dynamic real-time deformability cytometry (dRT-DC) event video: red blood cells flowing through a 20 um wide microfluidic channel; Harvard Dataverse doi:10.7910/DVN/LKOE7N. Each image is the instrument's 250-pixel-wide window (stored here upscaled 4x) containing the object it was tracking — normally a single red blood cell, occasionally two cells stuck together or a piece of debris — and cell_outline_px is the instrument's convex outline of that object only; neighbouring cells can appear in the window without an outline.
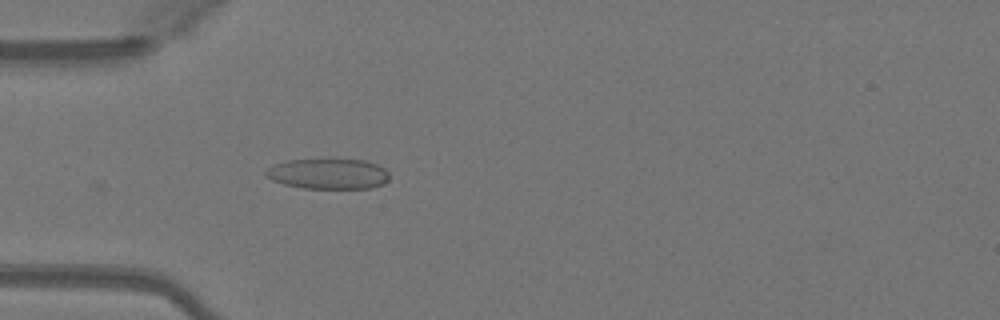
{"species": "Egyptian fruit bat (a non-hibernating species)", "species_latin": "Rousettus aegyptiacus", "temperature_condition": "warm", "stored_images_in_passage": 37, "camera_frame_rate_fps": 3000, "um_per_image_px": 0.085, "animal": {"sex": "female"}, "frame": {"image": 1, "passage_image": 4, "time_ms": 1.0, "image_size_px": [1000, 320], "cell_outline_px": [[388, 180], [380, 184], [368, 188], [304, 188], [284, 184], [272, 180], [264, 172], [268, 168], [276, 164], [288, 160], [364, 160], [376, 164], [384, 168], [388, 172]], "centroid_in_image_um": [27.9, 14.78], "position_along_channel_um": 57.1, "area_um2": 21.44}}
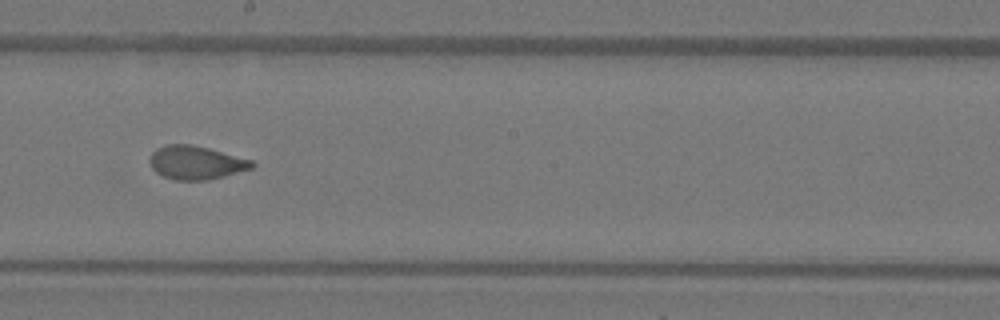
{"frame": {"image": 2, "passage_image": 17, "time_ms": 5.333, "image_size_px": [1000, 320], "cell_outline_px": [[256, 164], [252, 168], [224, 176], [208, 180], [176, 180], [164, 176], [156, 172], [152, 168], [148, 160], [152, 152], [156, 148], [164, 144], [192, 144], [208, 148], [252, 160]], "centroid_in_image_um": [16.63, 13.81], "position_along_channel_um": 231.6, "area_um2": 20.0}}
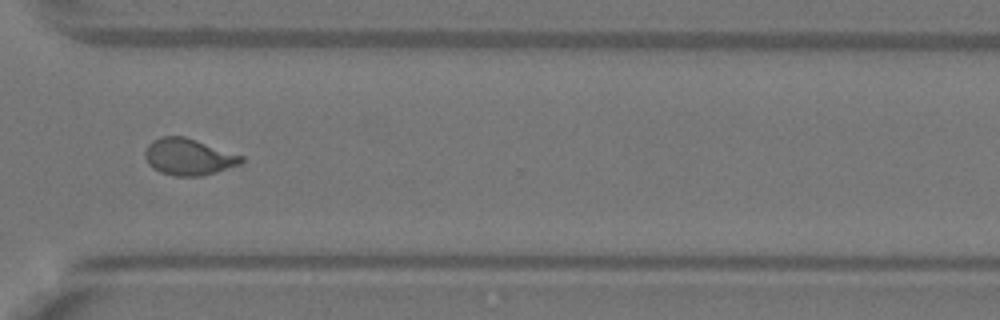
{"frame": {"image": 3, "passage_image": 26, "time_ms": 8.333, "image_size_px": [1000, 320], "cell_outline_px": [[244, 160], [240, 164], [204, 176], [172, 176], [160, 172], [152, 168], [148, 164], [144, 156], [144, 152], [148, 144], [152, 140], [160, 136], [184, 136], [244, 156]], "centroid_in_image_um": [16.0, 13.34], "position_along_channel_um": 354.6, "area_um2": 20.69}, "authors_computed_cell_mechanics": {"area_um2": 20.23, "velocity_mm_per_s": 4.1052, "shape_relaxation_time_tau1_ms": 9.8967, "shape_relaxation_time_tau2_ms": 1.1518, "deformation_change_tau1": 0.2326, "deformation_change_tau2": 0.065}}